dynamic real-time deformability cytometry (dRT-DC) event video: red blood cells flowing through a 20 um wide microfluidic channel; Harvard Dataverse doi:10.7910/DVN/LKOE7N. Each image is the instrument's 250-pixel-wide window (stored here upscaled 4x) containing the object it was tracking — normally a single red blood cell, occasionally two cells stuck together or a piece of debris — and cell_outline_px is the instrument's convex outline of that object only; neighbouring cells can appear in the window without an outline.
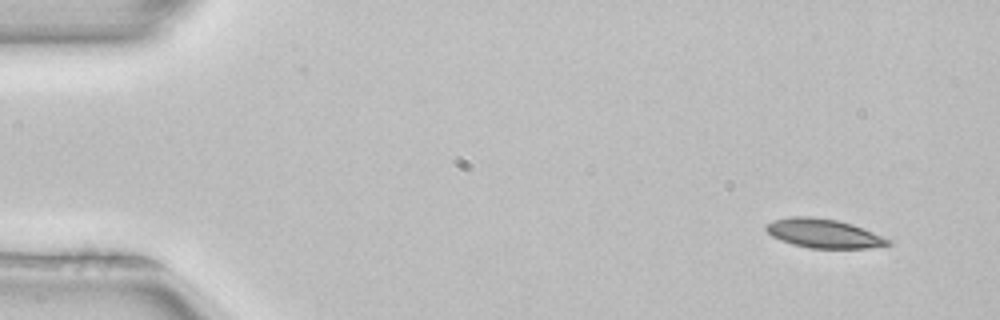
{"species": "common noctule bat (a hibernating species)", "species_latin": "Nyctalus noctula", "temperature_condition": "room temperature", "stored_images_in_passage": 4, "camera_frame_rate_fps": 3000, "um_per_image_px": 0.085, "animal": {"sex": "female", "body_mass_g": 22.7, "forearm_length_mm": 54.2}, "frame": {"image": 1, "passage_image": 1, "time_ms": 0.0, "image_size_px": [1000, 320], "cell_outline_px": [[892, 244], [868, 248], [808, 248], [792, 244], [772, 236], [764, 228], [764, 224], [772, 220], [788, 216], [812, 216], [836, 220], [852, 224], [892, 240]], "centroid_in_image_um": [69.97, 19.83], "position_along_channel_um": 15.0, "area_um2": 20.69}}